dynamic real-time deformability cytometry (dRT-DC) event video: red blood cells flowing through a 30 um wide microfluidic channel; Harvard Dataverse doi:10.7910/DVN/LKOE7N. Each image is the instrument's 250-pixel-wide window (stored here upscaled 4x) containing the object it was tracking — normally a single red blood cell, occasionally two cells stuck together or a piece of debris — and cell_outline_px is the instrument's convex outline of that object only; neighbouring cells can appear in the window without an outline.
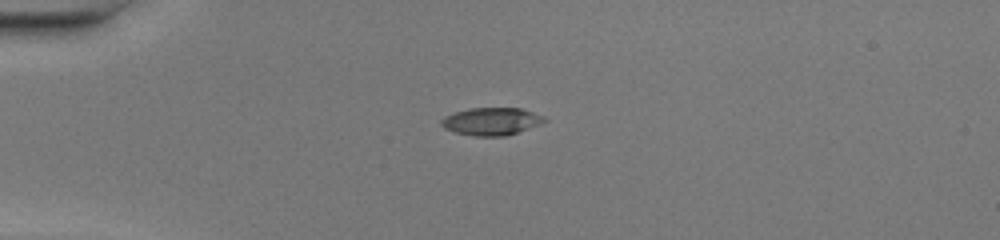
{"species": "common noctule bat (a hibernating species)", "species_latin": "Nyctalus noctula", "temperature_condition": "warm", "stored_images_in_passage": 36, "camera_frame_rate_fps": 3000, "um_per_image_px": 0.085, "animal": {"sex": "female", "body_mass_g": 20.0, "forearm_length_mm": 54.0}, "frame": {"image": 1, "passage_image": 1, "time_ms": 0.0, "image_size_px": [1000, 240], "cell_outline_px": [[548, 120], [540, 124], [508, 136], [472, 136], [452, 132], [444, 128], [440, 124], [440, 120], [444, 116], [468, 108], [520, 108], [544, 116]], "centroid_in_image_um": [41.75, 10.33], "position_along_channel_um": 43.3, "area_um2": 16.76}}
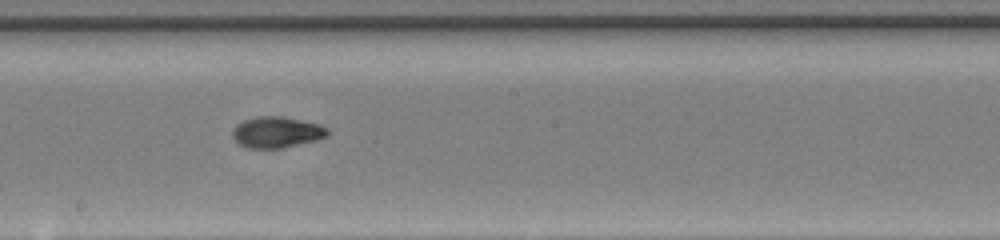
{"frame": {"image": 2, "passage_image": 16, "time_ms": 5.0, "image_size_px": [1000, 240], "cell_outline_px": [[332, 132], [328, 136], [316, 140], [280, 148], [248, 148], [240, 144], [232, 136], [232, 132], [236, 124], [244, 120], [256, 116], [284, 116], [320, 124], [328, 128]], "centroid_in_image_um": [23.55, 11.22], "position_along_channel_um": 224.6, "area_um2": 17.34}}
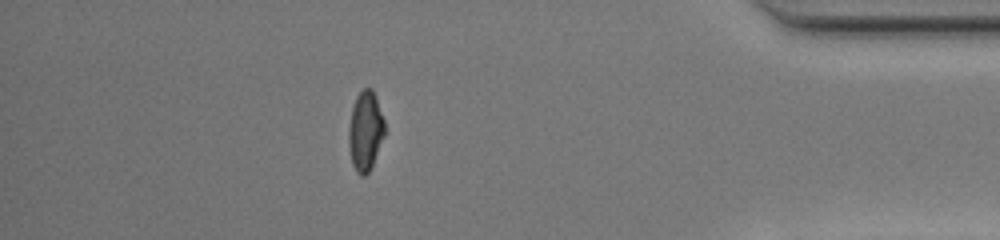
{"frame": {"image": 3, "passage_image": 31, "time_ms": 10.0, "image_size_px": [1000, 240], "cell_outline_px": [[384, 136], [372, 164], [368, 172], [364, 176], [360, 176], [356, 172], [352, 164], [348, 144], [348, 128], [352, 108], [356, 96], [364, 88], [372, 88], [376, 96], [384, 120]], "centroid_in_image_um": [31.04, 11.12], "position_along_channel_um": 404.2, "area_um2": 16.65}, "authors_computed_cell_mechanics": {"area_um2": 16.8776, "velocity_mm_per_s": 4.3278, "shape_relaxation_time_tau1_ms": 4.3673, "shape_relaxation_time_tau2_ms": 1.8783, "deformation_change_tau1": 0.237, "deformation_change_tau2": 0.0408}}